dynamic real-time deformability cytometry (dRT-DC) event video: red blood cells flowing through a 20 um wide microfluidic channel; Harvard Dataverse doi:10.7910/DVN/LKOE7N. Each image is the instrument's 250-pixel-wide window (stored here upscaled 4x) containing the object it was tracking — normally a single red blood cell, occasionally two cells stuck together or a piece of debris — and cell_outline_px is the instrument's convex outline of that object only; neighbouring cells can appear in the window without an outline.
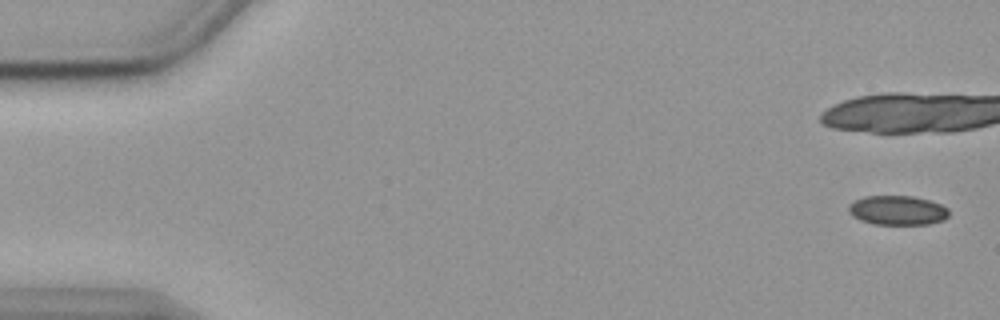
{"species": "common noctule bat (a hibernating species)", "species_latin": "Nyctalus noctula", "temperature_condition": "cold", "stored_images_in_passage": 17, "camera_frame_rate_fps": 3000, "um_per_image_px": 0.085, "animal": {"sex": "female", "body_mass_g": 19.9}, "frame": {"image": 1, "passage_image": 1, "time_ms": 0.0, "image_size_px": [1000, 320], "cell_outline_px": [[948, 216], [944, 220], [928, 224], [872, 224], [860, 220], [852, 216], [848, 212], [848, 204], [864, 196], [912, 196], [928, 200], [940, 204], [948, 208]], "centroid_in_image_um": [76.26, 17.88], "position_along_channel_um": 8.7, "area_um2": 17.22}}